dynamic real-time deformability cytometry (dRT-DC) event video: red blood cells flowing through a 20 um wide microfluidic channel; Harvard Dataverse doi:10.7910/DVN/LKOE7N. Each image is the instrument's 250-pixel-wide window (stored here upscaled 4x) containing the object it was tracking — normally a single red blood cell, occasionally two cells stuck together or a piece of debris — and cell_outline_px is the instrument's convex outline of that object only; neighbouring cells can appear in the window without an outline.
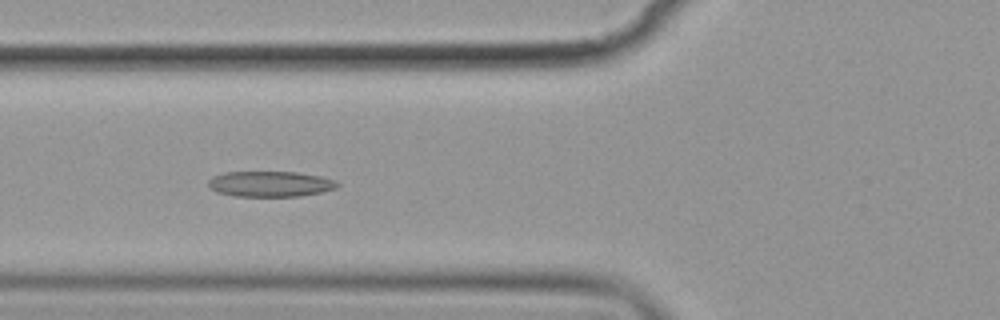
{"species": "common noctule bat (a hibernating species)", "species_latin": "Nyctalus noctula", "temperature_condition": "cold", "stored_images_in_passage": 7, "camera_frame_rate_fps": 3000, "um_per_image_px": 0.085, "animal": {"sex": "female", "body_mass_g": 19.9}, "frame": {"image": 1, "passage_image": 6, "time_ms": 6.667, "image_size_px": [1000, 320], "cell_outline_px": [[340, 184], [336, 188], [324, 192], [300, 196], [236, 196], [216, 192], [208, 188], [208, 180], [212, 176], [224, 172], [296, 172], [320, 176], [336, 180]], "centroid_in_image_um": [22.96, 15.63], "position_along_channel_um": 102.8, "area_um2": 19.42}}
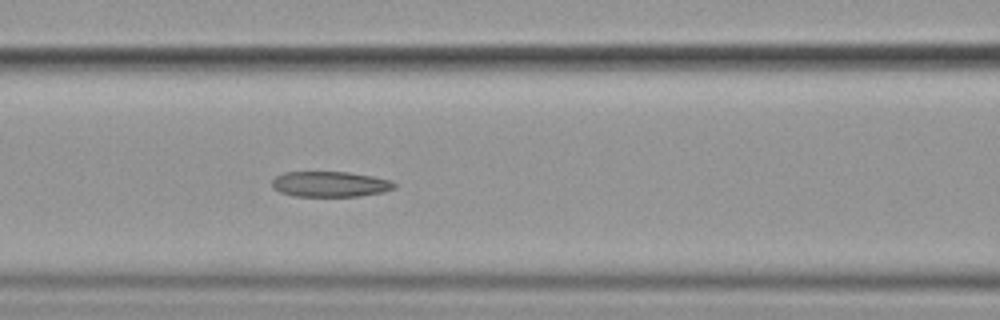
{"frame": {"image": 2, "passage_image": 7, "time_ms": 7.667, "image_size_px": [1000, 320], "cell_outline_px": [[396, 188], [384, 192], [360, 196], [292, 196], [280, 192], [272, 188], [272, 180], [276, 176], [284, 172], [348, 172], [372, 176], [392, 180], [396, 184]], "centroid_in_image_um": [28.07, 15.65], "position_along_channel_um": 138.5, "area_um2": 18.32}}